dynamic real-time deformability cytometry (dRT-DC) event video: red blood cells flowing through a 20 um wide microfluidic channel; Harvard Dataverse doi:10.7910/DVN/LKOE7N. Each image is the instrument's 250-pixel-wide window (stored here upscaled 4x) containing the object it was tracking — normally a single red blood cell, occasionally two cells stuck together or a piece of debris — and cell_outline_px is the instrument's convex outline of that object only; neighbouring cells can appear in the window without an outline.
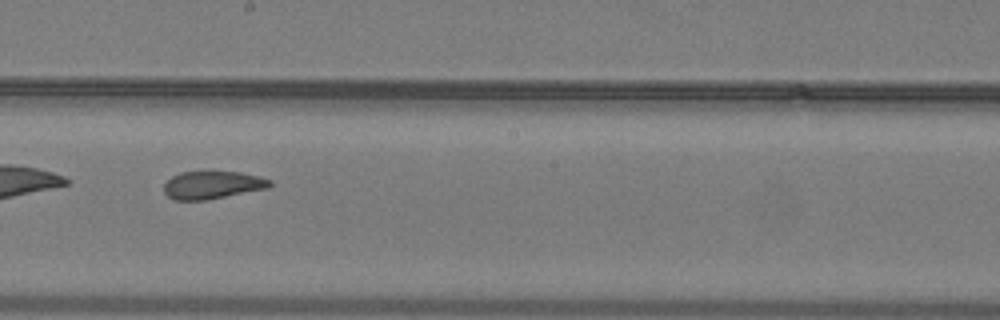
{"species": "common noctule bat (a hibernating species)", "species_latin": "Nyctalus noctula", "temperature_condition": "warm", "stored_images_in_passage": 28, "camera_frame_rate_fps": 3000, "um_per_image_px": 0.085, "animal": {"sex": "male", "body_mass_g": 19.2, "forearm_length_mm": 51.8}, "frame": {"image": 1, "passage_image": 13, "time_ms": 4.0, "image_size_px": [1000, 320], "cell_outline_px": [[272, 184], [268, 188], [208, 200], [172, 200], [164, 192], [164, 184], [172, 176], [180, 172], [240, 172], [260, 176], [272, 180]], "centroid_in_image_um": [18.06, 15.73], "position_along_channel_um": 230.1, "area_um2": 17.22}}
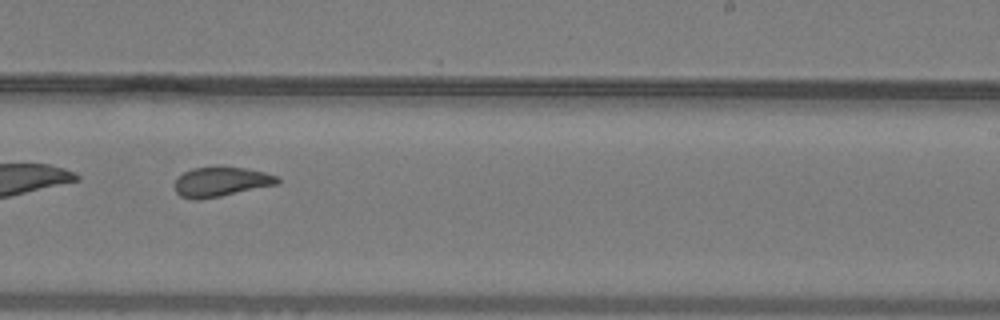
{"frame": {"image": 2, "passage_image": 16, "time_ms": 5.0, "image_size_px": [1000, 320], "cell_outline_px": [[280, 184], [200, 200], [192, 200], [180, 196], [176, 192], [176, 180], [184, 172], [192, 168], [244, 168], [264, 172], [276, 176], [280, 180]], "centroid_in_image_um": [18.8, 15.48], "position_along_channel_um": 270.2, "area_um2": 17.4}, "authors_computed_cell_mechanics": {"area_um2": 18.3515, "velocity_mm_per_s": 4.031, "shape_relaxation_time_tau1_ms": null, "shape_relaxation_time_tau2_ms": 1.7213, "deformation_change_tau1": null, "deformation_change_tau2": 0.0837}}